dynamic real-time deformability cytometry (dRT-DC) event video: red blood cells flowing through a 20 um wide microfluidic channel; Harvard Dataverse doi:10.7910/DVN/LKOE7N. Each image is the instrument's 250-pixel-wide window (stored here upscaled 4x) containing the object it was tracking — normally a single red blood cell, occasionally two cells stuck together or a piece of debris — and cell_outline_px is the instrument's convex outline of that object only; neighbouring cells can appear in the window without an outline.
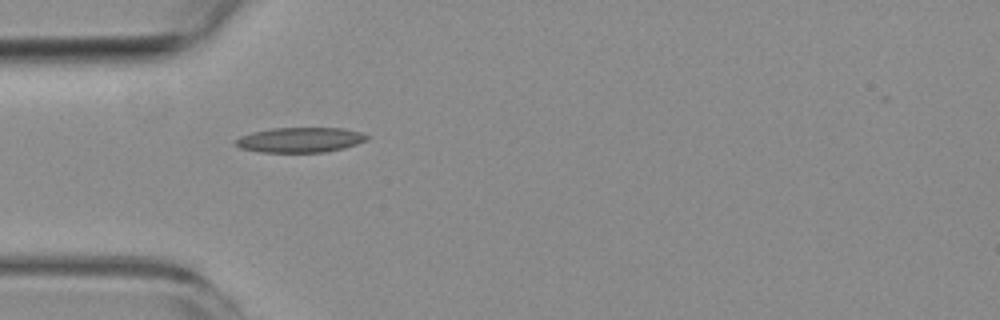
{"species": "common noctule bat (a hibernating species)", "species_latin": "Nyctalus noctula", "temperature_condition": "room temperature", "stored_images_in_passage": 6, "camera_frame_rate_fps": 3000, "um_per_image_px": 0.085, "animal": {"sex": "female", "body_mass_g": 19.3, "forearm_length_mm": 54.1}, "frame": {"image": 1, "passage_image": 1, "time_ms": 0.0, "image_size_px": [1000, 320], "cell_outline_px": [[368, 136], [364, 140], [356, 144], [344, 148], [324, 152], [260, 152], [240, 148], [232, 144], [232, 140], [240, 136], [252, 132], [272, 128], [344, 128], [360, 132]], "centroid_in_image_um": [25.42, 11.89], "position_along_channel_um": 59.6, "area_um2": 19.19}}
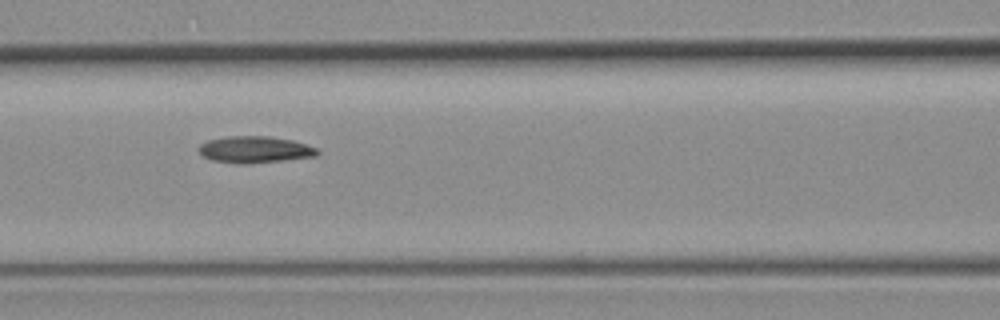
{"frame": {"image": 2, "passage_image": 3, "time_ms": 2.333, "image_size_px": [1000, 320], "cell_outline_px": [[320, 152], [316, 156], [284, 160], [248, 164], [240, 164], [212, 160], [204, 156], [200, 152], [200, 144], [208, 140], [224, 136], [268, 136], [292, 140], [316, 148]], "centroid_in_image_um": [21.66, 12.71], "position_along_channel_um": 144.9, "area_um2": 18.32}}
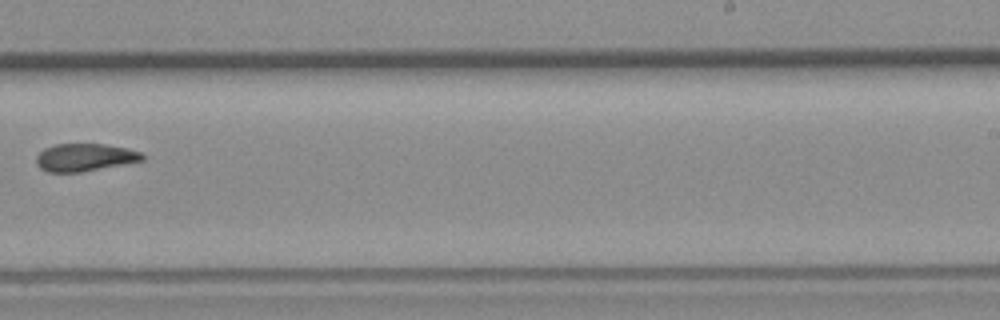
{"frame": {"image": 3, "passage_image": 6, "time_ms": 6.0, "image_size_px": [1000, 320], "cell_outline_px": [[144, 160], [80, 172], [48, 172], [40, 168], [36, 164], [36, 156], [44, 148], [56, 144], [104, 144], [128, 148], [140, 152], [144, 156]], "centroid_in_image_um": [7.18, 13.37], "position_along_channel_um": 281.8, "area_um2": 16.99}}